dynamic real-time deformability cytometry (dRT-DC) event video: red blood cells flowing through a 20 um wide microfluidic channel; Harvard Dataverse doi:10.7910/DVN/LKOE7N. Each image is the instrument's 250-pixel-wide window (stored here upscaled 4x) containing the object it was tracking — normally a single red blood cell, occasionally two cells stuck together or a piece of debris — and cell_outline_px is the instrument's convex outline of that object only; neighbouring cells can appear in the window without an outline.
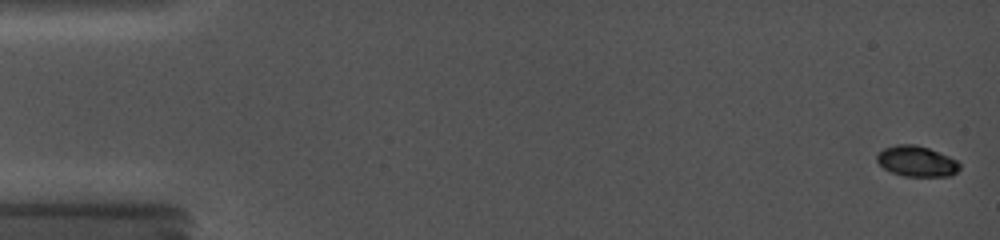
{"species": "common noctule bat (a hibernating species)", "species_latin": "Nyctalus noctula", "temperature_condition": "cold", "stored_images_in_passage": 46, "camera_frame_rate_fps": 5000, "um_per_image_px": 0.085, "animal": {"sex": "female", "body_mass_g": 19.0, "forearm_length_mm": 56.7}, "frame": {"image": 1, "passage_image": 1, "time_ms": 0.0, "image_size_px": [1000, 240], "cell_outline_px": [[960, 168], [952, 176], [904, 176], [892, 172], [884, 168], [876, 160], [876, 156], [884, 148], [896, 144], [916, 144], [928, 148], [948, 156], [956, 160], [960, 164]], "centroid_in_image_um": [77.92, 13.7], "position_along_channel_um": 7.1, "area_um2": 14.68}}
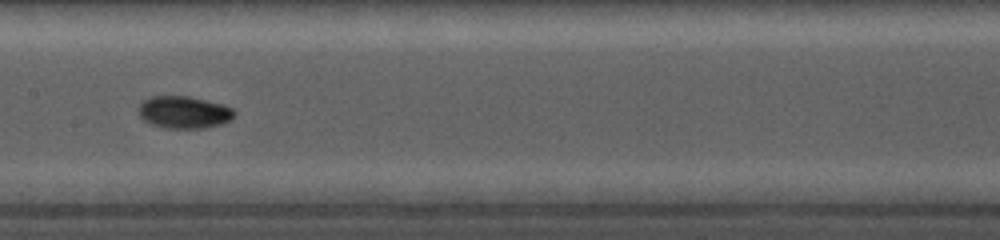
{"frame": {"image": 2, "passage_image": 26, "time_ms": 8.8, "image_size_px": [1000, 240], "cell_outline_px": [[236, 116], [232, 120], [220, 124], [204, 128], [164, 128], [152, 124], [144, 120], [140, 116], [140, 104], [144, 100], [152, 96], [188, 96], [224, 104], [232, 108], [236, 112]], "centroid_in_image_um": [15.69, 9.54], "position_along_channel_um": 191.7, "area_um2": 18.03}}
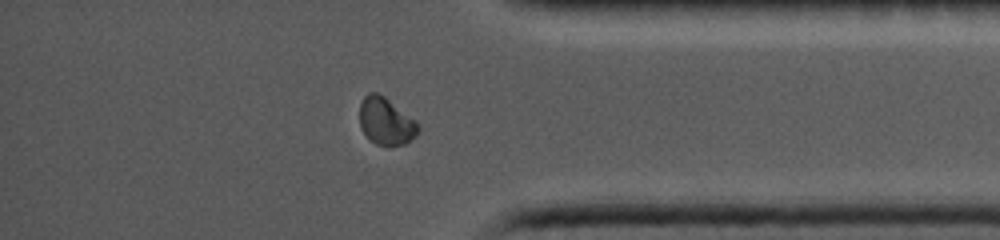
{"frame": {"image": 3, "passage_image": 40, "time_ms": 14.4, "image_size_px": [1000, 240], "cell_outline_px": [[420, 128], [416, 136], [404, 144], [388, 148], [376, 144], [360, 128], [360, 104], [364, 96], [368, 92], [376, 92], [384, 96], [416, 120]], "centroid_in_image_um": [32.82, 10.32], "position_along_channel_um": 402.4, "area_um2": 16.3}}